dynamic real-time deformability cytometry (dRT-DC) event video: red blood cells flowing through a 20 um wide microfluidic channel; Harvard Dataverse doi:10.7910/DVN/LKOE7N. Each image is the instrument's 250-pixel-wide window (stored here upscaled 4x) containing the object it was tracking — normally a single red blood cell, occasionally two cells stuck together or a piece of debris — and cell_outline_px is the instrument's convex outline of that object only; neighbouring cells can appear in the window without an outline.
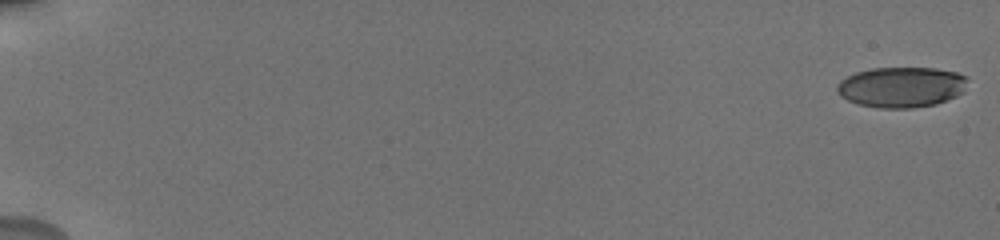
{"species": "human", "species_latin": "Homo sapiens", "temperature_condition": "cold", "stored_images_in_passage": 92, "camera_frame_rate_fps": 3000, "um_per_image_px": 0.085, "donor": {"sex": "male"}, "frame": {"image": 1, "passage_image": 1, "time_ms": 0.0, "image_size_px": [1000, 240], "cell_outline_px": [[968, 76], [964, 92], [956, 96], [936, 104], [912, 108], [880, 108], [856, 104], [840, 96], [836, 92], [836, 84], [840, 80], [856, 72], [872, 68], [936, 68], [956, 72]], "centroid_in_image_um": [76.61, 7.4], "position_along_channel_um": 8.4, "area_um2": 31.1}}
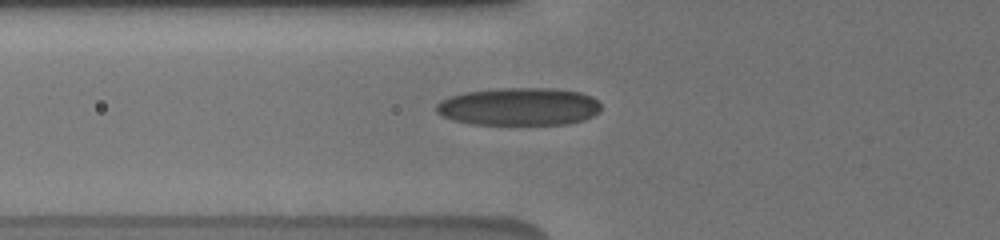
{"frame": {"image": 2, "passage_image": 34, "time_ms": 7.333, "image_size_px": [1000, 240], "cell_outline_px": [[600, 112], [584, 120], [568, 124], [472, 124], [452, 120], [440, 116], [436, 112], [436, 104], [440, 100], [448, 96], [464, 92], [496, 88], [552, 88], [580, 92], [592, 96], [600, 104]], "centroid_in_image_um": [44.08, 9.06], "position_along_channel_um": 81.7, "area_um2": 36.65}}
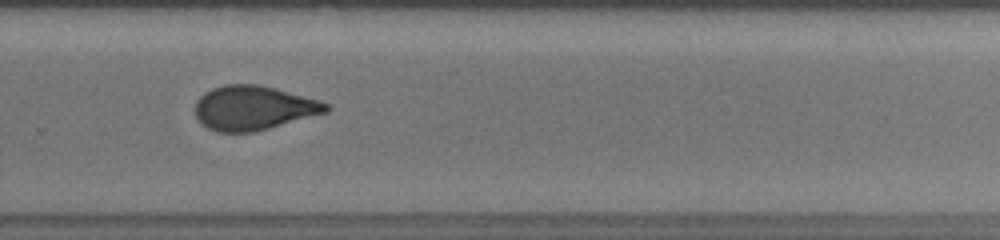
{"frame": {"image": 3, "passage_image": 64, "time_ms": 13.333, "image_size_px": [1000, 240], "cell_outline_px": [[332, 108], [328, 112], [268, 128], [252, 132], [216, 132], [200, 124], [196, 116], [196, 100], [204, 92], [212, 88], [224, 84], [256, 84], [320, 100], [328, 104]], "centroid_in_image_um": [21.52, 9.17], "position_along_channel_um": 308.3, "area_um2": 33.7}, "authors_computed_cell_mechanics": {"area_um2": 33.4662, "velocity_mm_per_s": 3.7799, "shape_relaxation_time_tau1_ms": 8.361, "shape_relaxation_time_tau2_ms": 1.5257, "deformation_change_tau1": 0.213, "deformation_change_tau2": 0.0838}}